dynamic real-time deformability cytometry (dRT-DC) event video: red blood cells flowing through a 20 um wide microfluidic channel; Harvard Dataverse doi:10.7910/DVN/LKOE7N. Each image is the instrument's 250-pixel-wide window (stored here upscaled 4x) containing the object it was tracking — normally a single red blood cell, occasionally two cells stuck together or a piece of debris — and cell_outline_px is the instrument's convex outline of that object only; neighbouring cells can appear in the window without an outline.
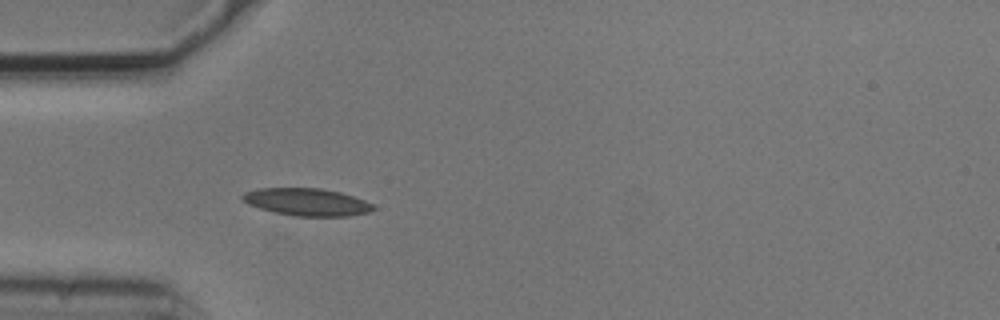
{"species": "common noctule bat (a hibernating species)", "species_latin": "Nyctalus noctula", "temperature_condition": "cold", "stored_images_in_passage": 4, "camera_frame_rate_fps": 3000, "um_per_image_px": 0.085, "animal": {"sex": "male", "body_mass_g": 20.5, "forearm_length_mm": 52.5}, "frame": {"image": 1, "passage_image": 4, "time_ms": 1.0, "image_size_px": [1000, 320], "cell_outline_px": [[376, 208], [368, 212], [348, 216], [296, 216], [276, 212], [260, 208], [248, 204], [240, 196], [244, 192], [260, 188], [320, 188], [340, 192], [364, 200], [372, 204]], "centroid_in_image_um": [26.08, 17.16], "position_along_channel_um": 58.9, "area_um2": 20.69}}